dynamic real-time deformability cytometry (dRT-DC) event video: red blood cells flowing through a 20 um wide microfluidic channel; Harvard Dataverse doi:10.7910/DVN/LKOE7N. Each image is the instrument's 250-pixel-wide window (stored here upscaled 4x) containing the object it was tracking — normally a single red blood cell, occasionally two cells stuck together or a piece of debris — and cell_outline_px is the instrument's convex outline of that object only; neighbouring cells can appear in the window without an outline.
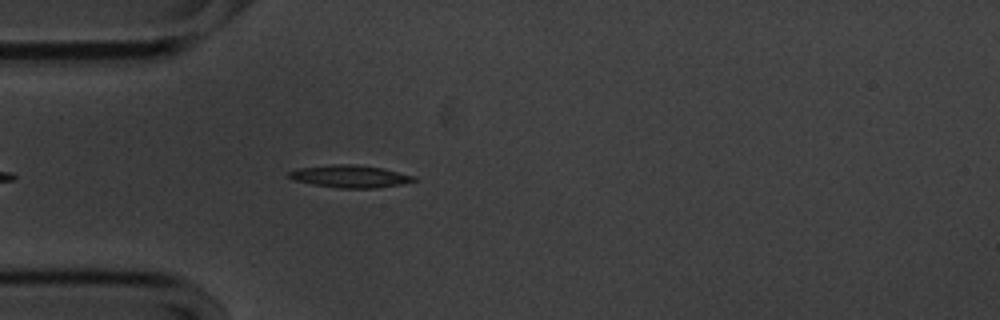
{"species": "common noctule bat (a hibernating species)", "species_latin": "Nyctalus noctula", "temperature_condition": "cold", "stored_images_in_passage": 28, "segment_of_instrument_passage": [1, 2], "camera_frame_rate_fps": 3000, "um_per_image_px": 0.085, "animal": {"sex": "male", "body_mass_g": 20.1, "forearm_length_mm": 53.5}, "frame": {"image": 1, "passage_image": 4, "time_ms": 1.0, "image_size_px": [1000, 320], "cell_outline_px": [[416, 180], [400, 184], [376, 188], [340, 188], [312, 184], [292, 180], [288, 176], [288, 172], [296, 168], [332, 164], [356, 164], [384, 168], [416, 176]], "centroid_in_image_um": [29.73, 14.98], "position_along_channel_um": 55.3, "area_um2": 16.47}}
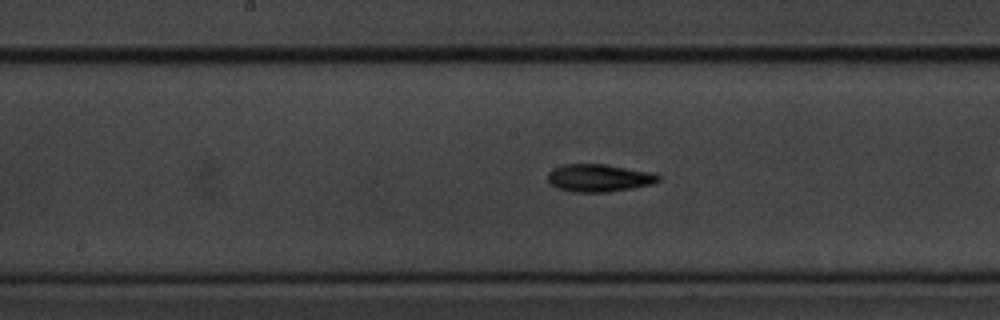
{"frame": {"image": 2, "passage_image": 13, "time_ms": 4.0, "image_size_px": [1000, 320], "cell_outline_px": [[660, 180], [652, 184], [632, 188], [608, 192], [572, 192], [556, 188], [548, 180], [548, 172], [552, 168], [564, 164], [604, 164], [648, 172], [660, 176]], "centroid_in_image_um": [50.86, 15.13], "position_along_channel_um": 197.3, "area_um2": 17.69}}
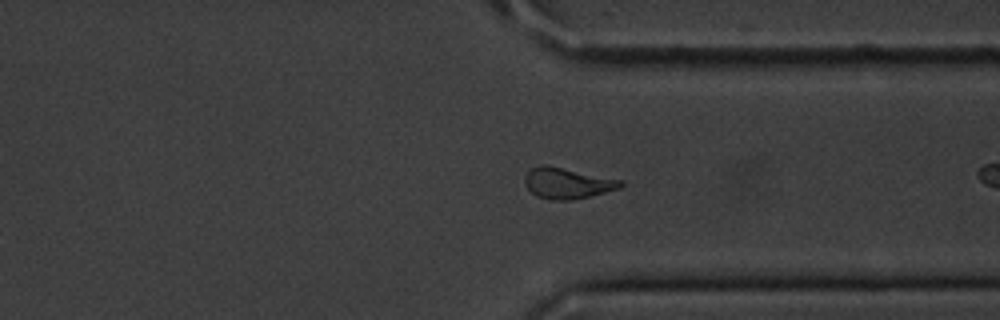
{"frame": {"image": 3, "passage_image": 27, "time_ms": 8.667, "image_size_px": [1000, 320], "cell_outline_px": [[624, 184], [620, 188], [572, 200], [548, 200], [536, 196], [524, 184], [524, 176], [532, 168], [540, 164], [548, 164], [624, 180]], "centroid_in_image_um": [48.21, 15.55], "position_along_channel_um": 363.2, "area_um2": 17.51}}